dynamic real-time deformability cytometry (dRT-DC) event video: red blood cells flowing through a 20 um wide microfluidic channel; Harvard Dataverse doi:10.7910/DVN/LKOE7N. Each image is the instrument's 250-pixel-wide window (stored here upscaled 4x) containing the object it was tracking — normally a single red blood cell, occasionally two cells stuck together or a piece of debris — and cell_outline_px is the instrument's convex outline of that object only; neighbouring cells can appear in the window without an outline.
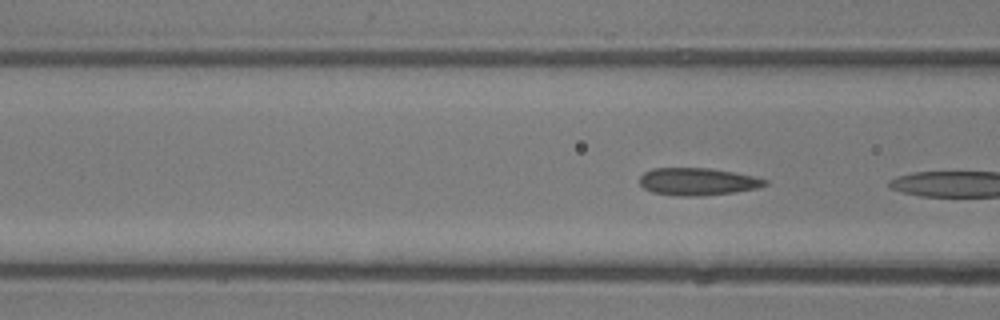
{"species": "common noctule bat (a hibernating species)", "species_latin": "Nyctalus noctula", "temperature_condition": "room temperature", "stored_images_in_passage": 7, "camera_frame_rate_fps": 3000, "um_per_image_px": 0.085, "animal": {"sex": "male", "body_mass_g": 13.3}, "frame": {"image": 1, "passage_image": 7, "time_ms": 8.0, "image_size_px": [1000, 320], "cell_outline_px": [[768, 184], [756, 188], [736, 192], [700, 196], [676, 196], [652, 192], [644, 188], [640, 184], [640, 176], [644, 172], [652, 168], [708, 168], [756, 176], [768, 180]], "centroid_in_image_um": [59.3, 15.44], "position_along_channel_um": 107.3, "area_um2": 20.11}}